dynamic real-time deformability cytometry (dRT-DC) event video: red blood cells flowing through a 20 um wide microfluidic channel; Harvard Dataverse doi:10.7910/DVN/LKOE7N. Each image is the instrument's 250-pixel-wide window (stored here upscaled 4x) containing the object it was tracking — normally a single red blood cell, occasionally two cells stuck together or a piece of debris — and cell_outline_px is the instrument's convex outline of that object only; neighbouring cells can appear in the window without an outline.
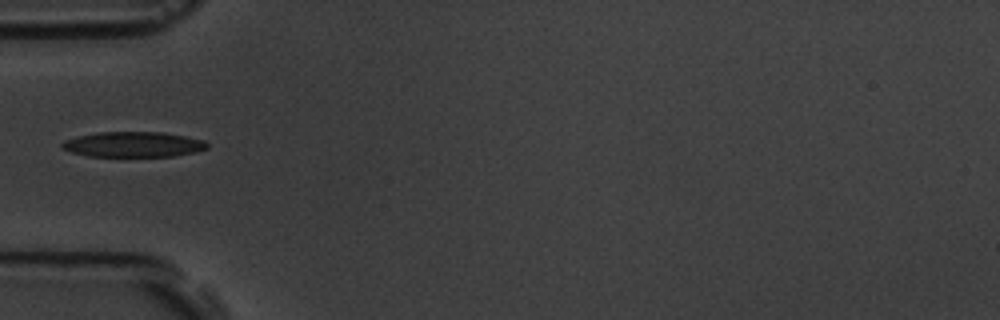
{"species": "common noctule bat (a hibernating species)", "species_latin": "Nyctalus noctula", "temperature_condition": "room temperature", "stored_images_in_passage": 6, "camera_frame_rate_fps": 3000, "um_per_image_px": 0.085, "animal": {"sex": "male", "body_mass_g": 19.5, "forearm_length_mm": 54.6}, "frame": {"image": 1, "passage_image": 6, "time_ms": 6.667, "image_size_px": [1000, 320], "cell_outline_px": [[208, 148], [196, 152], [172, 156], [88, 156], [72, 152], [60, 148], [60, 144], [64, 140], [76, 136], [100, 132], [164, 132], [204, 140], [208, 144]], "centroid_in_image_um": [11.31, 12.27], "position_along_channel_um": 73.7, "area_um2": 21.44}}